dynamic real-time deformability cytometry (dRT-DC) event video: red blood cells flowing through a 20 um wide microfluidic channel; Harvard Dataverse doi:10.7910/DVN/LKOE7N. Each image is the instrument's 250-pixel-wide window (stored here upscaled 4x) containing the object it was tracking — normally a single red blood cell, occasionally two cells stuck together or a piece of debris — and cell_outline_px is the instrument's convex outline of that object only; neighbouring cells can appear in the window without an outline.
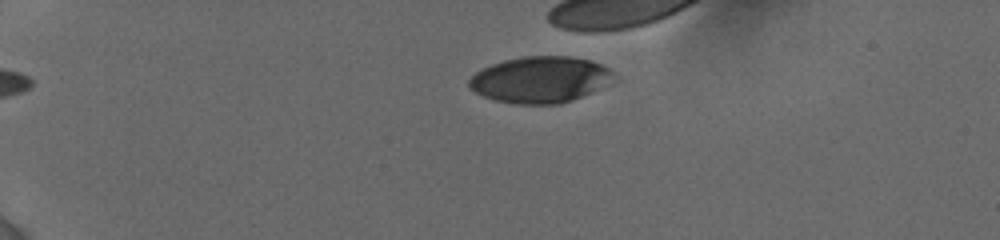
{"species": "human", "species_latin": "Homo sapiens", "temperature_condition": "cold", "stored_images_in_passage": 15, "camera_frame_rate_fps": 3000, "um_per_image_px": 0.085, "donor": {"sex": "female"}, "frame": {"image": 1, "passage_image": 3, "time_ms": 1.667, "image_size_px": [1000, 240], "cell_outline_px": [[612, 72], [596, 88], [572, 100], [560, 104], [520, 104], [496, 100], [484, 96], [468, 88], [468, 80], [480, 68], [504, 60], [524, 56], [572, 56], [592, 60], [608, 68]], "centroid_in_image_um": [45.78, 6.75], "position_along_channel_um": 39.2, "area_um2": 38.15}}